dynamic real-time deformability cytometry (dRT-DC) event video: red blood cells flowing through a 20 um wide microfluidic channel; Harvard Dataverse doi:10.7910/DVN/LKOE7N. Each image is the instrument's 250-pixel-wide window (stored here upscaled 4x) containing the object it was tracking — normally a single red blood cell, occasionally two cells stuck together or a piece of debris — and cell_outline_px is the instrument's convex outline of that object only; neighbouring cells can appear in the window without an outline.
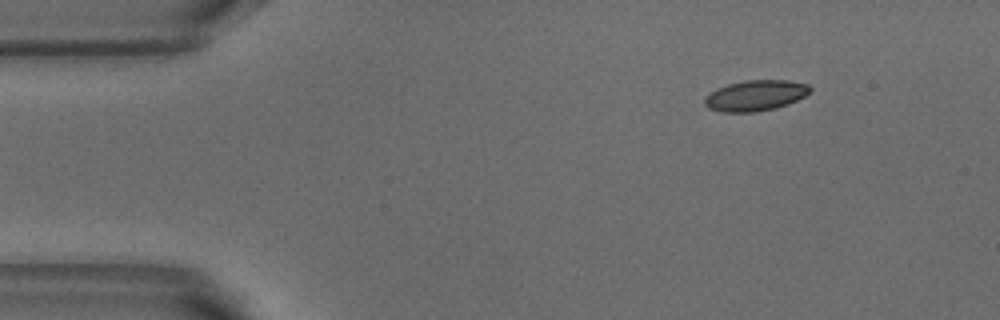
{"species": "common noctule bat (a hibernating species)", "species_latin": "Nyctalus noctula", "temperature_condition": "warm", "stored_images_in_passage": 3, "camera_frame_rate_fps": 3000, "um_per_image_px": 0.085, "animal": {"sex": "male", "body_mass_g": 18.8}, "frame": {"image": 1, "passage_image": 1, "time_ms": 0.0, "image_size_px": [1000, 320], "cell_outline_px": [[812, 88], [804, 96], [788, 104], [776, 108], [756, 112], [724, 112], [708, 108], [704, 104], [704, 96], [716, 88], [728, 84], [744, 80], [788, 80], [808, 84]], "centroid_in_image_um": [64.18, 8.11], "position_along_channel_um": 20.8, "area_um2": 18.96}}